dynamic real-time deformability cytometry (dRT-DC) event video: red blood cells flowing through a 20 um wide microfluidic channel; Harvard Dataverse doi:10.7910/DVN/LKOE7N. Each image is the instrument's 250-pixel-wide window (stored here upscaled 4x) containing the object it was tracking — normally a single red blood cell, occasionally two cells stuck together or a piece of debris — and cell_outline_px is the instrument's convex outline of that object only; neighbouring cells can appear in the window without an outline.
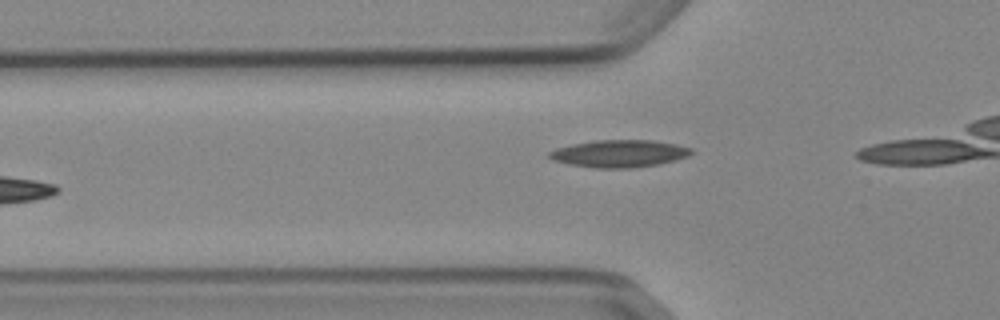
{"species": "Egyptian fruit bat (a non-hibernating species)", "species_latin": "Rousettus aegyptiacus", "temperature_condition": "cold", "stored_images_in_passage": 7, "camera_frame_rate_fps": 3000, "um_per_image_px": 0.085, "animal": {"sex": "female"}, "frame": {"image": 1, "passage_image": 4, "time_ms": 1.0, "image_size_px": [1000, 320], "cell_outline_px": [[692, 152], [688, 156], [676, 160], [660, 164], [632, 168], [596, 168], [568, 164], [552, 160], [548, 156], [548, 152], [556, 148], [572, 144], [596, 140], [652, 140], [676, 144], [692, 148]], "centroid_in_image_um": [52.63, 13.05], "position_along_channel_um": 73.2, "area_um2": 22.72}}